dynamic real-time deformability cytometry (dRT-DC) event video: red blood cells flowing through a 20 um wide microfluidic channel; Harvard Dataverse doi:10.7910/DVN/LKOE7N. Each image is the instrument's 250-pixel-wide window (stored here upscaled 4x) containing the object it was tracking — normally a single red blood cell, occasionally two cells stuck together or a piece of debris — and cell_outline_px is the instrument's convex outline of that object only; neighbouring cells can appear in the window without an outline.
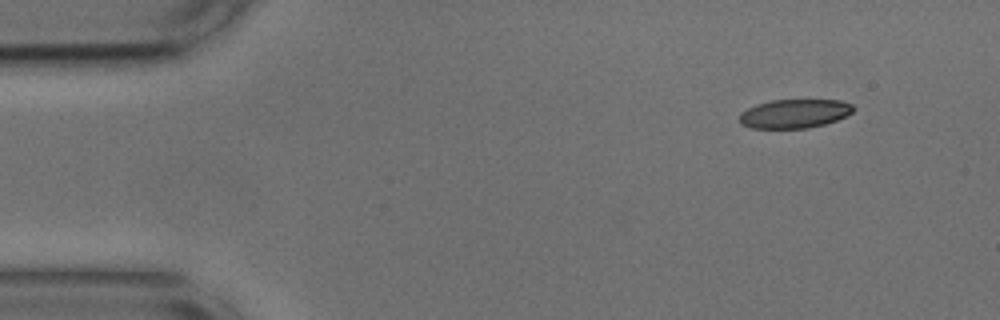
{"species": "common noctule bat (a hibernating species)", "species_latin": "Nyctalus noctula", "temperature_condition": "cold", "stored_images_in_passage": 12, "camera_frame_rate_fps": 3000, "um_per_image_px": 0.085, "animal": {"sex": "male", "body_mass_g": 17.9, "forearm_length_mm": 54.2}, "frame": {"image": 1, "passage_image": 1, "time_ms": 0.0, "image_size_px": [1000, 320], "cell_outline_px": [[856, 108], [852, 112], [836, 120], [824, 124], [808, 128], [752, 128], [740, 124], [740, 112], [756, 104], [772, 100], [840, 100], [852, 104]], "centroid_in_image_um": [67.52, 9.65], "position_along_channel_um": 17.5, "area_um2": 19.13}}
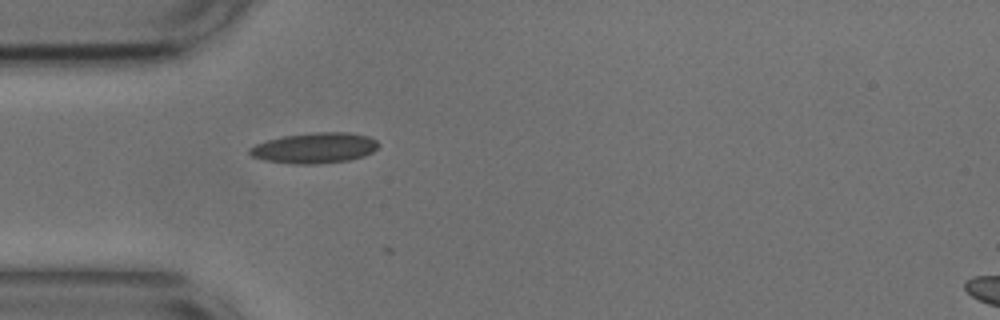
{"frame": {"image": 2, "passage_image": 11, "time_ms": 3.333, "image_size_px": [1000, 320], "cell_outline_px": [[380, 144], [372, 152], [364, 156], [348, 160], [316, 164], [292, 164], [264, 160], [252, 156], [248, 152], [248, 148], [256, 144], [268, 140], [284, 136], [316, 132], [348, 132], [368, 136], [376, 140]], "centroid_in_image_um": [26.74, 12.58], "position_along_channel_um": 58.3, "area_um2": 22.89}}